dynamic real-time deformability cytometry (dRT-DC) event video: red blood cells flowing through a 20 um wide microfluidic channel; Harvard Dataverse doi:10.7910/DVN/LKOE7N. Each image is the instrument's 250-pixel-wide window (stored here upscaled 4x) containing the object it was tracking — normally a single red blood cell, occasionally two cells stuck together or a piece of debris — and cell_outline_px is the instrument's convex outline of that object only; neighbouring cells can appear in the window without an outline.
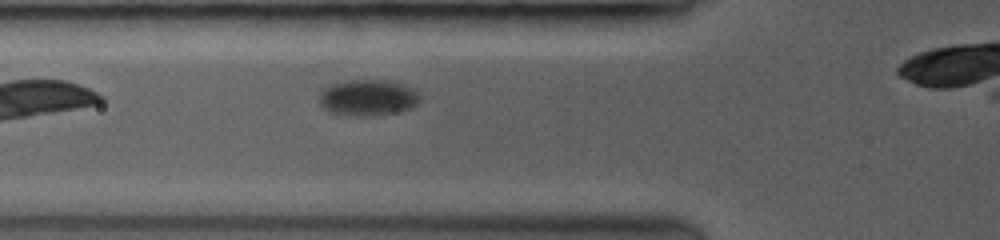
{"species": "common noctule bat (a hibernating species)", "species_latin": "Nyctalus noctula", "temperature_condition": "room temperature", "stored_images_in_passage": 18, "camera_frame_rate_fps": 3500, "um_per_image_px": 0.085, "animal": {"sex": "female", "body_mass_g": 19.0, "forearm_length_mm": 53.3}, "frame": {"image": 1, "passage_image": 14, "time_ms": 5.143, "image_size_px": [1000, 240], "cell_outline_px": [[416, 100], [408, 108], [392, 112], [332, 112], [320, 104], [320, 92], [332, 84], [352, 80], [380, 80], [400, 84], [408, 88], [416, 96]], "centroid_in_image_um": [31.16, 8.23], "position_along_channel_um": 94.6, "area_um2": 18.84}}